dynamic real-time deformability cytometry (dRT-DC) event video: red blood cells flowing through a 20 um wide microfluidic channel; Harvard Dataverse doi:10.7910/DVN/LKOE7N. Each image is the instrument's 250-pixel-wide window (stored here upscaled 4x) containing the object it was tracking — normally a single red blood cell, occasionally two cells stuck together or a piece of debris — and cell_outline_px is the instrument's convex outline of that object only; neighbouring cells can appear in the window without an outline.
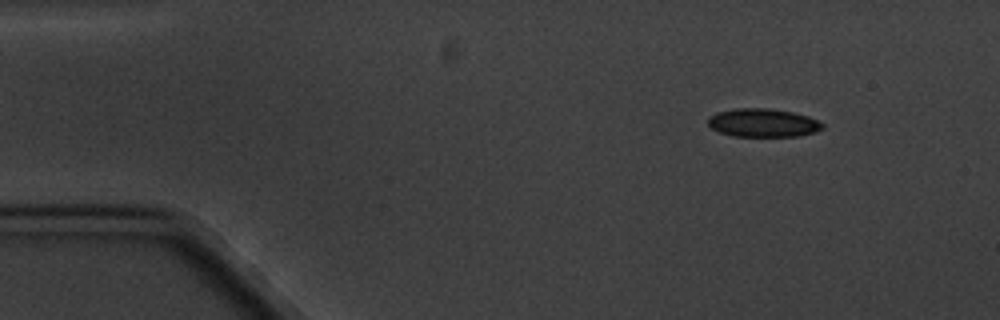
{"species": "common noctule bat (a hibernating species)", "species_latin": "Nyctalus noctula", "temperature_condition": "cold", "stored_images_in_passage": 4, "camera_frame_rate_fps": 3000, "um_per_image_px": 0.085, "animal": {"sex": "male", "body_mass_g": 20.1, "forearm_length_mm": 53.5}, "frame": {"image": 1, "passage_image": 1, "time_ms": 0.0, "image_size_px": [1000, 320], "cell_outline_px": [[824, 128], [816, 132], [796, 136], [732, 136], [720, 132], [712, 128], [708, 124], [708, 116], [716, 112], [736, 108], [768, 108], [792, 112], [808, 116], [824, 124]], "centroid_in_image_um": [64.84, 10.43], "position_along_channel_um": 20.2, "area_um2": 18.96}}
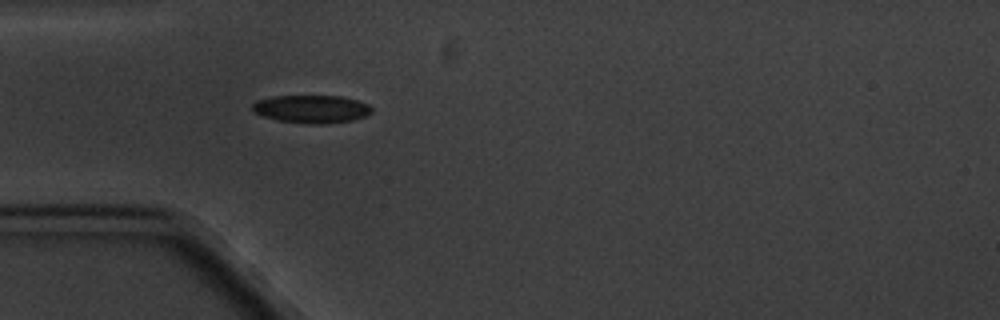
{"frame": {"image": 2, "passage_image": 4, "time_ms": 3.333, "image_size_px": [1000, 320], "cell_outline_px": [[372, 112], [364, 116], [352, 120], [320, 124], [308, 124], [280, 120], [264, 116], [252, 112], [252, 104], [256, 100], [272, 96], [340, 96], [360, 100], [368, 104], [372, 108]], "centroid_in_image_um": [26.47, 9.25], "position_along_channel_um": 58.5, "area_um2": 19.42}}